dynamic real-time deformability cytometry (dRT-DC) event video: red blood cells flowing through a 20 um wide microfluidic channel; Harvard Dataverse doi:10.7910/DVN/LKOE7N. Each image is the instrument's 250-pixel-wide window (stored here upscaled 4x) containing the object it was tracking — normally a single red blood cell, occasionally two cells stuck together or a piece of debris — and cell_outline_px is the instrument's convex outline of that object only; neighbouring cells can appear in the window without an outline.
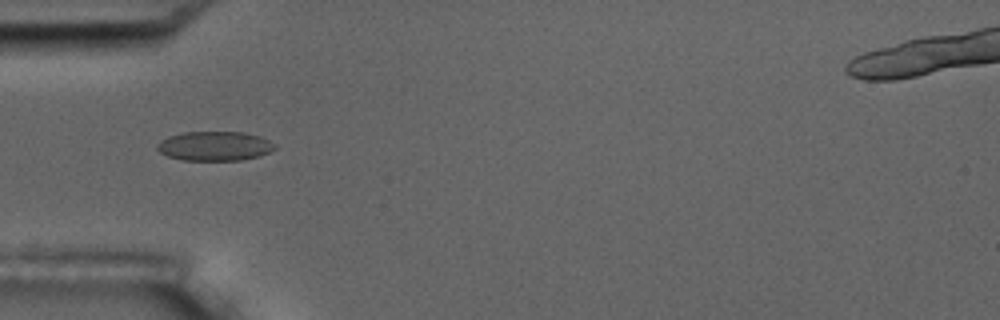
{"species": "common noctule bat (a hibernating species)", "species_latin": "Nyctalus noctula", "temperature_condition": "room temperature", "stored_images_in_passage": 5, "camera_frame_rate_fps": 3000, "um_per_image_px": 0.085, "animal": {"sex": "male", "body_mass_g": 17.5, "forearm_length_mm": 52.3}, "frame": {"image": 1, "passage_image": 5, "time_ms": 4.667, "image_size_px": [1000, 320], "cell_outline_px": [[276, 148], [260, 156], [240, 160], [184, 160], [168, 156], [160, 152], [156, 148], [156, 144], [160, 140], [168, 136], [184, 132], [244, 132], [260, 136], [276, 144]], "centroid_in_image_um": [18.24, 12.41], "position_along_channel_um": 66.8, "area_um2": 20.17}}